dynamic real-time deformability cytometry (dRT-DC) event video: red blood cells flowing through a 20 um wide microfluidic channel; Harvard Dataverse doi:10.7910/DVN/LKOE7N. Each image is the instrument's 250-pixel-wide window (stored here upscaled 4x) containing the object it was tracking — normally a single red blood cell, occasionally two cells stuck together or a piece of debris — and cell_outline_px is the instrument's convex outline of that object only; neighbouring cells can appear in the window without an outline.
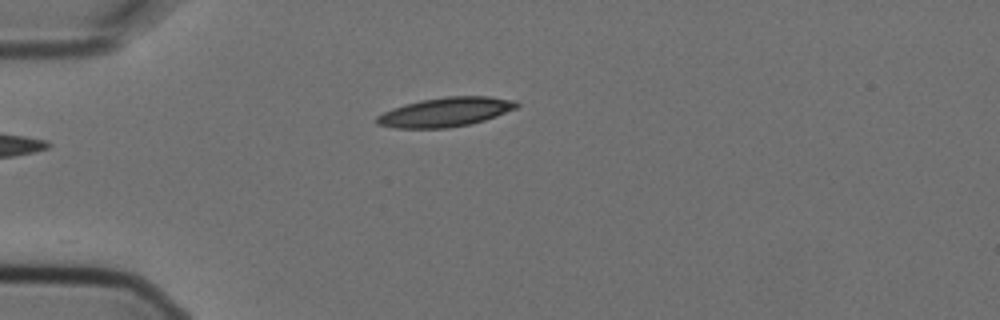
{"species": "Egyptian fruit bat (a non-hibernating species)", "species_latin": "Rousettus aegyptiacus", "temperature_condition": "cold", "stored_images_in_passage": 1, "camera_frame_rate_fps": 3000, "um_per_image_px": 0.085, "animal": {"sex": "female"}, "frame": {"image": 1, "passage_image": 1, "time_ms": 0.0, "image_size_px": [1000, 320], "cell_outline_px": [[520, 104], [516, 108], [496, 116], [472, 124], [448, 128], [396, 128], [376, 124], [376, 116], [392, 108], [404, 104], [420, 100], [448, 96], [488, 96], [516, 100]], "centroid_in_image_um": [37.87, 9.52], "position_along_channel_um": 47.1, "area_um2": 23.93}}